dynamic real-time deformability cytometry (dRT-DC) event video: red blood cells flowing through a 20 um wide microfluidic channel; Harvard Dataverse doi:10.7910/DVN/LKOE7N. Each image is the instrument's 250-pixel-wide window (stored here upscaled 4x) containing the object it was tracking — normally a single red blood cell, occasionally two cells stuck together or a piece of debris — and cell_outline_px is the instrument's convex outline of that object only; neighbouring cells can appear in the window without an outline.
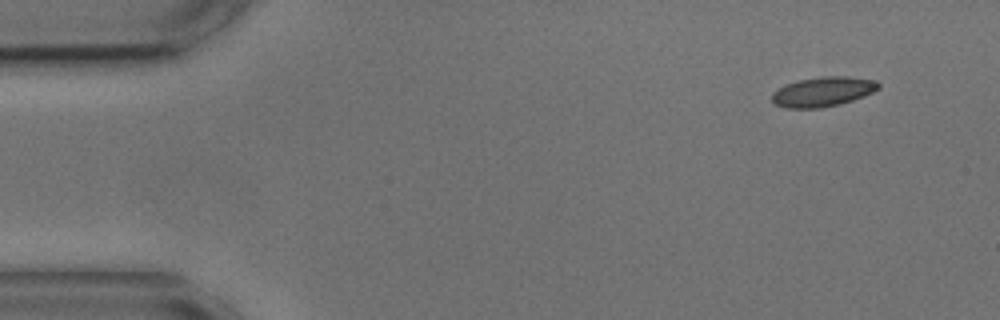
{"species": "common noctule bat (a hibernating species)", "species_latin": "Nyctalus noctula", "temperature_condition": "cold", "stored_images_in_passage": 4, "camera_frame_rate_fps": 3000, "um_per_image_px": 0.085, "animal": {"sex": "male", "body_mass_g": 17.9, "forearm_length_mm": 54.2}, "frame": {"image": 1, "passage_image": 1, "time_ms": 0.0, "image_size_px": [1000, 320], "cell_outline_px": [[880, 88], [864, 96], [840, 104], [820, 108], [788, 108], [776, 104], [772, 100], [772, 92], [796, 80], [824, 76], [848, 76], [876, 80], [880, 84]], "centroid_in_image_um": [69.98, 7.79], "position_along_channel_um": 15.0, "area_um2": 18.38}}
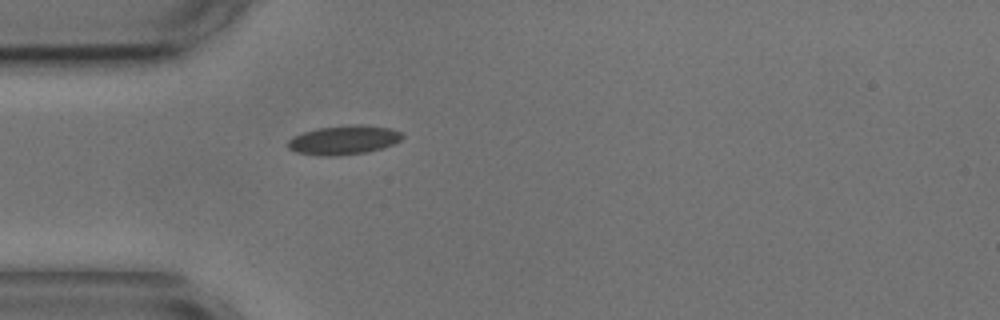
{"frame": {"image": 2, "passage_image": 4, "time_ms": 3.667, "image_size_px": [1000, 320], "cell_outline_px": [[404, 136], [400, 140], [392, 144], [368, 152], [340, 156], [320, 156], [296, 152], [288, 148], [288, 140], [292, 136], [316, 128], [352, 124], [360, 124], [392, 128], [400, 132]], "centroid_in_image_um": [29.2, 11.9], "position_along_channel_um": 55.8, "area_um2": 19.59}}